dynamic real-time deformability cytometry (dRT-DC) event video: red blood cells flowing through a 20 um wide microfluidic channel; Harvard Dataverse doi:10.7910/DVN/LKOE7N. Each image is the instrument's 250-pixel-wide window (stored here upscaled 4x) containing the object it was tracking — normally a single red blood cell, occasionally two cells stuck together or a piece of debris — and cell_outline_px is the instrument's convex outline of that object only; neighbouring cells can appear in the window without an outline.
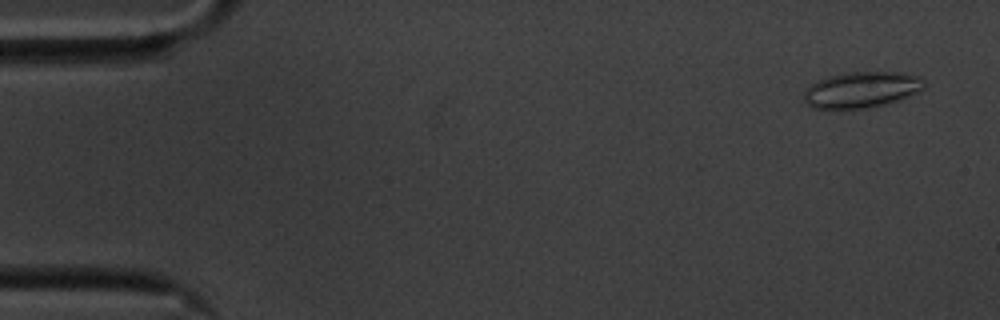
{"species": "common noctule bat (a hibernating species)", "species_latin": "Nyctalus noctula", "temperature_condition": "cold", "stored_images_in_passage": 57, "camera_frame_rate_fps": 3000, "um_per_image_px": 0.085, "animal": {"sex": "male", "body_mass_g": 20.1, "forearm_length_mm": 53.5}, "frame": {"image": 1, "passage_image": 3, "time_ms": 0.667, "image_size_px": [1000, 320], "cell_outline_px": [[924, 88], [908, 96], [888, 104], [868, 108], [812, 108], [804, 100], [804, 88], [828, 76], [848, 72], [900, 72], [920, 76], [924, 80]], "centroid_in_image_um": [73.24, 7.62], "position_along_channel_um": 11.8, "area_um2": 25.2}}
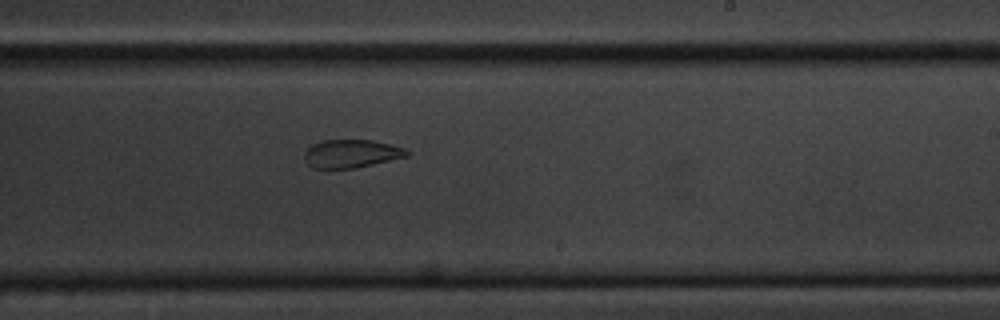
{"frame": {"image": 2, "passage_image": 34, "time_ms": 11.0, "image_size_px": [1000, 320], "cell_outline_px": [[412, 152], [408, 156], [356, 168], [312, 168], [304, 160], [304, 152], [312, 144], [324, 140], [372, 140], [404, 148]], "centroid_in_image_um": [29.85, 13.06], "position_along_channel_um": 259.1, "area_um2": 16.82}}
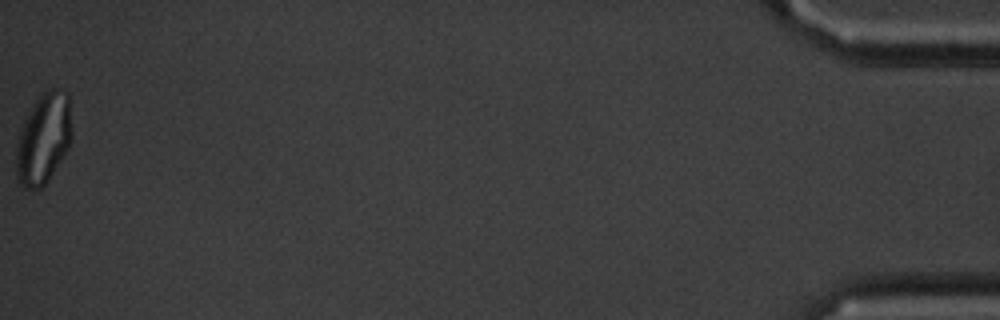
{"frame": {"image": 3, "passage_image": 57, "time_ms": 18.667, "image_size_px": [1000, 320], "cell_outline_px": [[72, 136], [68, 148], [44, 184], [40, 188], [24, 188], [16, 180], [16, 148], [20, 132], [24, 120], [36, 100], [48, 88], [60, 88], [68, 92], [72, 132]], "centroid_in_image_um": [3.7, 11.75], "position_along_channel_um": 431.5, "area_um2": 29.19}, "authors_computed_cell_mechanics": {"area_um2": 22.1374, "velocity_mm_per_s": 3.5174, "shape_relaxation_time_tau1_ms": null, "shape_relaxation_time_tau2_ms": 3.0347, "deformation_change_tau1": null, "deformation_change_tau2": 0.0771}}